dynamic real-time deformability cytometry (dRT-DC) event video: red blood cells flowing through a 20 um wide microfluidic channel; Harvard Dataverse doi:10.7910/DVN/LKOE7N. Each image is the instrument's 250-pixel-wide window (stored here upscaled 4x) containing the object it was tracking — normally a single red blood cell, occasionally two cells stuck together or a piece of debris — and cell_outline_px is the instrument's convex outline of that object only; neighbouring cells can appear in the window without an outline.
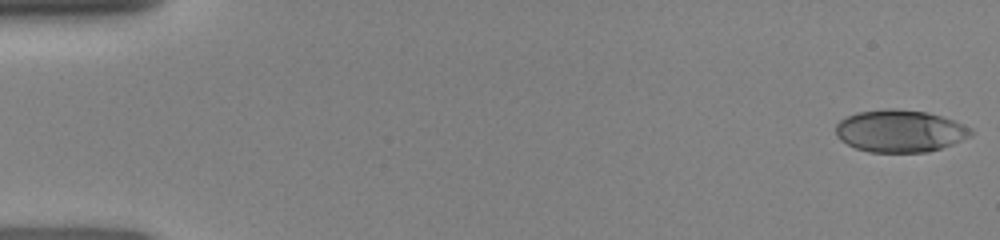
{"species": "human", "species_latin": "Homo sapiens", "temperature_condition": "room temperature", "stored_images_in_passage": 55, "camera_frame_rate_fps": 3000, "um_per_image_px": 0.085, "donor": {"sex": "female"}, "frame": {"image": 1, "passage_image": 1, "time_ms": 0.0, "image_size_px": [1000, 240], "cell_outline_px": [[972, 136], [952, 144], [928, 152], [868, 152], [856, 148], [840, 140], [836, 136], [836, 124], [840, 120], [856, 112], [884, 108], [896, 108], [928, 112], [952, 120], [972, 128]], "centroid_in_image_um": [76.48, 11.13], "position_along_channel_um": 8.5, "area_um2": 33.41}}
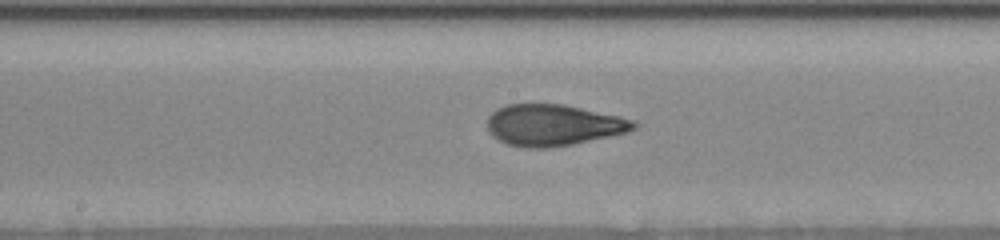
{"frame": {"image": 2, "passage_image": 31, "time_ms": 8.0, "image_size_px": [1000, 240], "cell_outline_px": [[636, 128], [628, 132], [572, 144], [548, 148], [524, 148], [508, 144], [492, 136], [488, 132], [488, 116], [496, 108], [508, 104], [564, 104], [620, 116], [636, 120]], "centroid_in_image_um": [47.02, 10.63], "position_along_channel_um": 201.2, "area_um2": 35.37}}
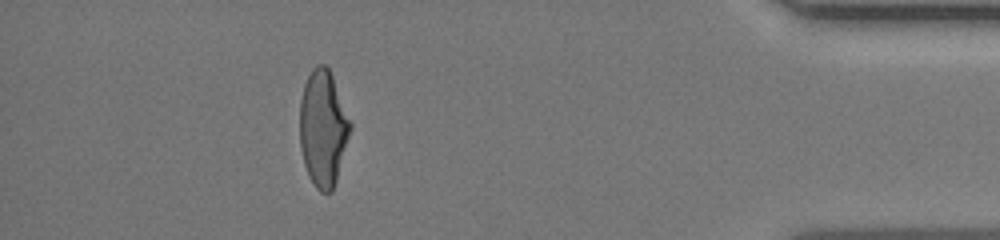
{"frame": {"image": 3, "passage_image": 51, "time_ms": 14.0, "image_size_px": [1000, 240], "cell_outline_px": [[352, 128], [336, 180], [332, 192], [320, 192], [316, 188], [308, 176], [304, 164], [300, 148], [300, 100], [304, 84], [312, 68], [316, 64], [324, 64], [328, 68], [332, 76], [352, 124]], "centroid_in_image_um": [27.45, 10.91], "position_along_channel_um": 407.7, "area_um2": 34.16}}